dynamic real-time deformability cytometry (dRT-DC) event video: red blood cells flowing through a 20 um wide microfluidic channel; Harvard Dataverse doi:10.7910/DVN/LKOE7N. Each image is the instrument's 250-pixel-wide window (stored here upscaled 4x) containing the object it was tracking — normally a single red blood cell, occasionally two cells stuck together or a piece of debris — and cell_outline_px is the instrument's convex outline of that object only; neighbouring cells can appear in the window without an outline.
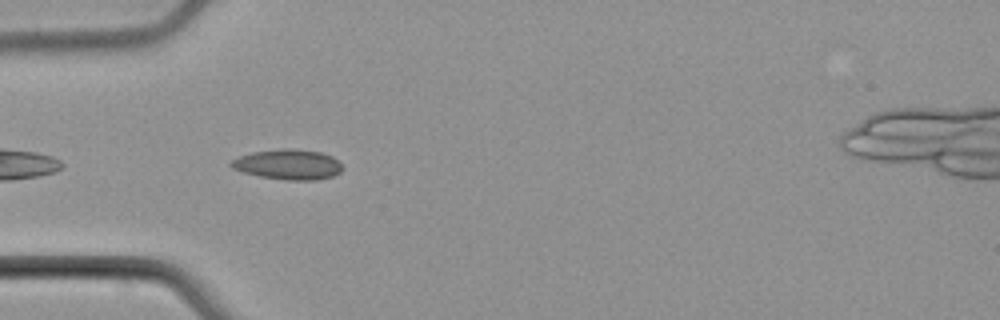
{"species": "common noctule bat (a hibernating species)", "species_latin": "Nyctalus noctula", "temperature_condition": "cold", "stored_images_in_passage": 7, "camera_frame_rate_fps": 3000, "um_per_image_px": 0.085, "animal": {"sex": "male", "body_mass_g": 21.5, "forearm_length_mm": 52.0}, "frame": {"image": 1, "passage_image": 4, "time_ms": 3.667, "image_size_px": [1000, 320], "cell_outline_px": [[344, 168], [340, 172], [332, 176], [316, 180], [288, 180], [260, 176], [240, 172], [232, 168], [228, 164], [232, 160], [240, 156], [252, 152], [284, 148], [288, 148], [320, 152], [332, 156]], "centroid_in_image_um": [24.46, 13.98], "position_along_channel_um": 60.5, "area_um2": 19.54}}
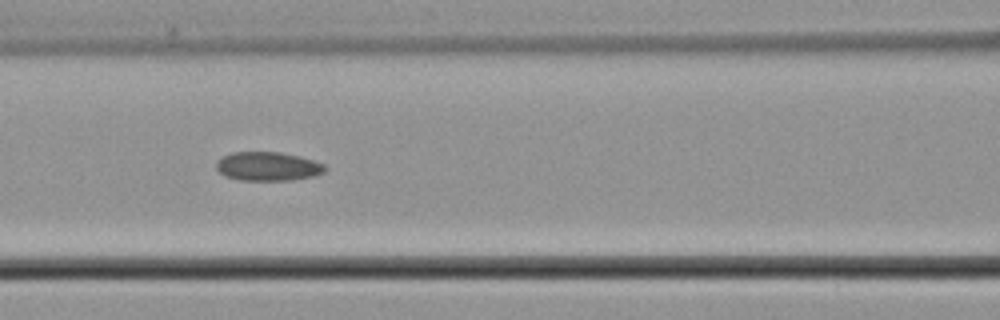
{"frame": {"image": 2, "passage_image": 6, "time_ms": 6.0, "image_size_px": [1000, 320], "cell_outline_px": [[328, 168], [324, 172], [316, 176], [292, 180], [240, 180], [224, 176], [216, 168], [216, 164], [224, 156], [232, 152], [280, 152], [300, 156], [324, 164]], "centroid_in_image_um": [22.81, 14.15], "position_along_channel_um": 143.8, "area_um2": 18.32}}
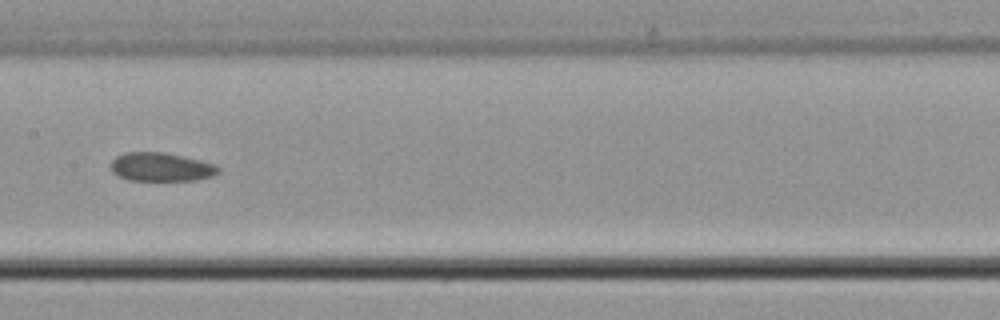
{"frame": {"image": 3, "passage_image": 7, "time_ms": 7.333, "image_size_px": [1000, 320], "cell_outline_px": [[220, 172], [212, 176], [196, 180], [128, 180], [116, 176], [112, 172], [108, 164], [116, 156], [124, 152], [164, 152], [200, 160], [216, 164], [220, 168]], "centroid_in_image_um": [13.65, 14.19], "position_along_channel_um": 193.7, "area_um2": 18.21}}